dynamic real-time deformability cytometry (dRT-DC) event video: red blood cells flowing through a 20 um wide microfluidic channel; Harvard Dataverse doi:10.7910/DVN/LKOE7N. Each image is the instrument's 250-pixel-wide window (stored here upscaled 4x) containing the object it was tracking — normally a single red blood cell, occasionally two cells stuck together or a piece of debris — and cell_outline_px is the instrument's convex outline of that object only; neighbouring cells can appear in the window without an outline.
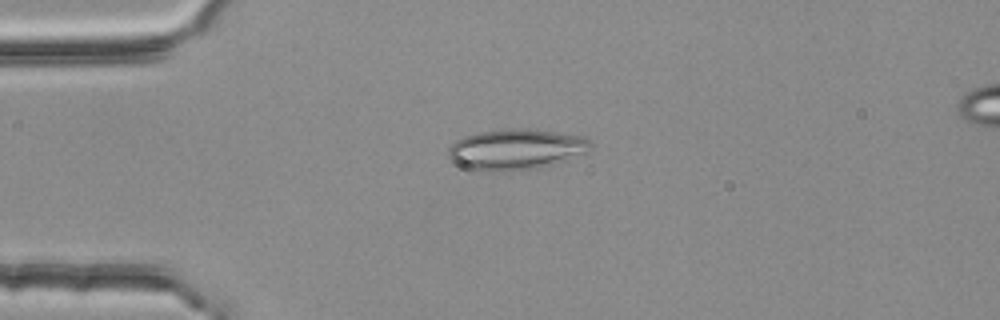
{"species": "common noctule bat (a hibernating species)", "species_latin": "Nyctalus noctula", "temperature_condition": "room temperature", "stored_images_in_passage": 2, "camera_frame_rate_fps": 3000, "um_per_image_px": 0.085, "animal": {"sex": "female", "body_mass_g": 25.1}, "frame": {"image": 1, "passage_image": 1, "time_ms": 0.0, "image_size_px": [1000, 320], "cell_outline_px": [[592, 148], [588, 152], [552, 164], [536, 168], [512, 172], [492, 172], [468, 168], [456, 164], [448, 156], [448, 148], [456, 140], [464, 136], [480, 132], [504, 128], [528, 128], [584, 136], [592, 144]], "centroid_in_image_um": [43.85, 12.69], "position_along_channel_um": 41.2, "area_um2": 34.04}}